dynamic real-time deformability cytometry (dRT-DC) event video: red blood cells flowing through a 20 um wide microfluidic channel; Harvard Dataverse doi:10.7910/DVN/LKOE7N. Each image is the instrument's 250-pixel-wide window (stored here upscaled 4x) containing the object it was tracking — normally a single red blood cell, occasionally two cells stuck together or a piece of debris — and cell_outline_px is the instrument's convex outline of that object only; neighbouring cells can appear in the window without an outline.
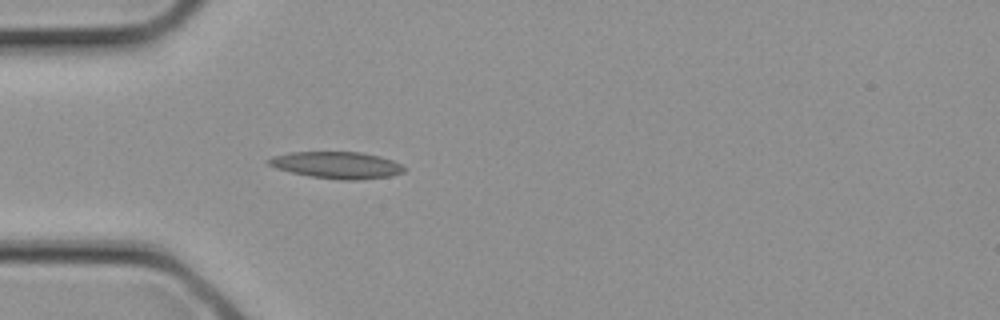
{"species": "common noctule bat (a hibernating species)", "species_latin": "Nyctalus noctula", "temperature_condition": "cold", "stored_images_in_passage": 3, "camera_frame_rate_fps": 3000, "um_per_image_px": 0.085, "animal": {"sex": "female", "body_mass_g": 21.9}, "frame": {"image": 1, "passage_image": 3, "time_ms": 0.667, "image_size_px": [1000, 320], "cell_outline_px": [[408, 168], [404, 172], [392, 176], [356, 180], [344, 180], [312, 176], [292, 172], [276, 168], [268, 164], [264, 160], [272, 156], [288, 152], [360, 152], [380, 156], [392, 160]], "centroid_in_image_um": [28.64, 14.02], "position_along_channel_um": 56.4, "area_um2": 21.21}}